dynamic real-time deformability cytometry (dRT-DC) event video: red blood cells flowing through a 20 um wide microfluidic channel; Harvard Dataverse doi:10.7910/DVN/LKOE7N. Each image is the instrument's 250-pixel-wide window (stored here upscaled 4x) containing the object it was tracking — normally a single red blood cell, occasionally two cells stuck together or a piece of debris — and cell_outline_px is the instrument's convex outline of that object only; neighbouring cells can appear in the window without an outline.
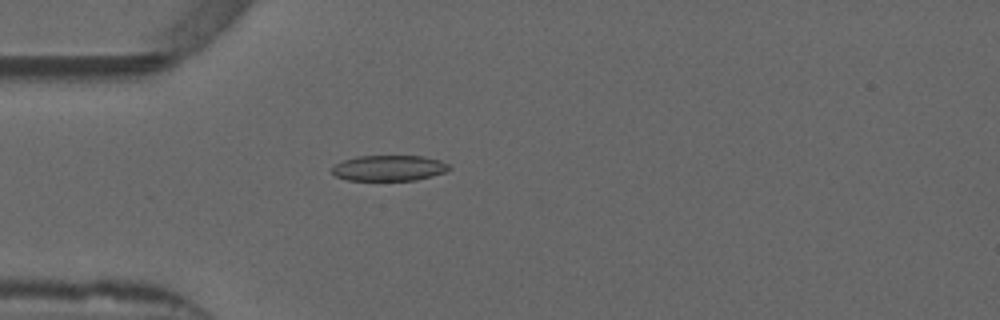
{"species": "common noctule bat (a hibernating species)", "species_latin": "Nyctalus noctula", "temperature_condition": "warm", "stored_images_in_passage": 44, "camera_frame_rate_fps": 3000, "um_per_image_px": 0.085, "animal": {"sex": "male", "forearm_length_mm": 52.5}, "frame": {"image": 1, "passage_image": 6, "time_ms": 1.667, "image_size_px": [1000, 320], "cell_outline_px": [[452, 168], [444, 172], [432, 176], [416, 180], [348, 180], [336, 176], [332, 172], [332, 168], [336, 164], [344, 160], [356, 156], [424, 156], [440, 160], [448, 164]], "centroid_in_image_um": [33.09, 14.28], "position_along_channel_um": 51.9, "area_um2": 17.46}}
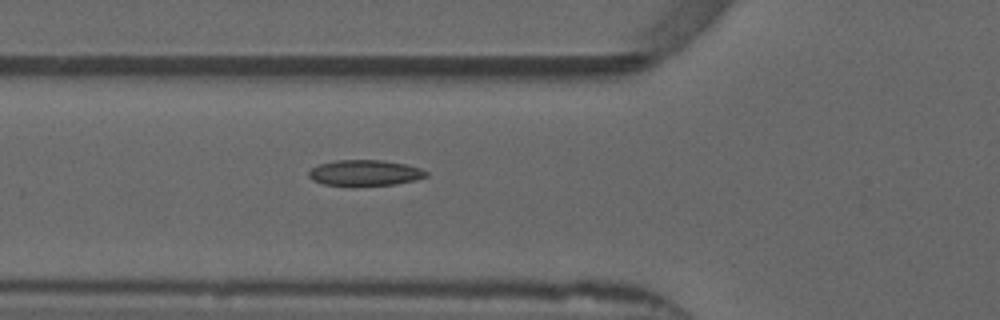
{"frame": {"image": 2, "passage_image": 10, "time_ms": 3.0, "image_size_px": [1000, 320], "cell_outline_px": [[428, 176], [416, 180], [396, 184], [352, 188], [324, 184], [312, 180], [308, 176], [308, 172], [312, 168], [320, 164], [336, 160], [384, 160], [404, 164], [420, 168], [428, 172]], "centroid_in_image_um": [31.0, 14.73], "position_along_channel_um": 94.8, "area_um2": 18.26}}
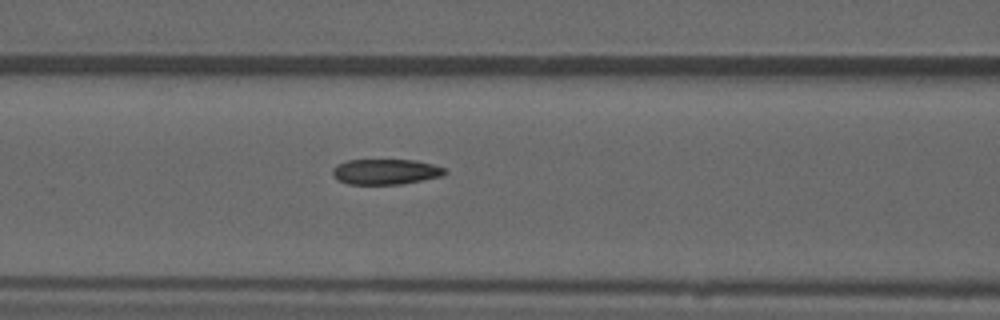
{"frame": {"image": 3, "passage_image": 13, "time_ms": 4.0, "image_size_px": [1000, 320], "cell_outline_px": [[448, 172], [444, 176], [400, 184], [348, 184], [340, 180], [332, 172], [332, 168], [348, 160], [416, 160], [432, 164], [444, 168]], "centroid_in_image_um": [32.83, 14.59], "position_along_channel_um": 133.8, "area_um2": 16.47}, "authors_computed_cell_mechanics": {"area_um2": 17.1088, "velocity_mm_per_s": 3.8694, "shape_relaxation_time_tau1_ms": null, "shape_relaxation_time_tau2_ms": 2.1071, "deformation_change_tau1": null, "deformation_change_tau2": 0.084}}